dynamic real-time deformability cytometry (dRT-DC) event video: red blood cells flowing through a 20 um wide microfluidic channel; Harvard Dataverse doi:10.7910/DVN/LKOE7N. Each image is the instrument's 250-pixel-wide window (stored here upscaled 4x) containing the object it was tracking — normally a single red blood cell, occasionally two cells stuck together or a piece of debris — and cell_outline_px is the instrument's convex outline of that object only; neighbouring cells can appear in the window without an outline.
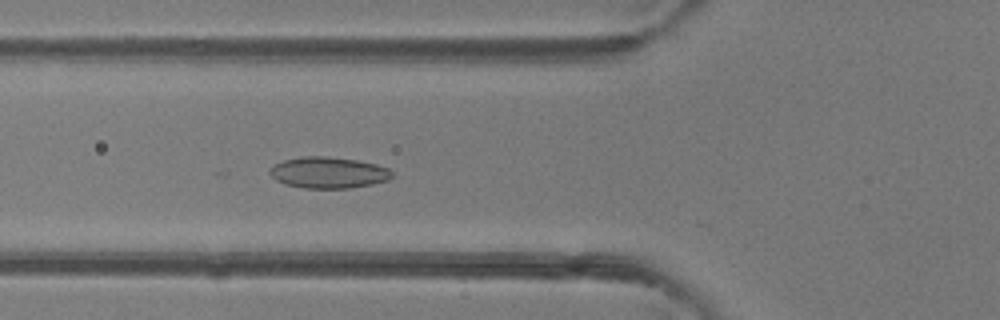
{"species": "common noctule bat (a hibernating species)", "species_latin": "Nyctalus noctula", "temperature_condition": "room temperature", "stored_images_in_passage": 49, "camera_frame_rate_fps": 3000, "um_per_image_px": 0.085, "animal": {"sex": "female"}, "frame": {"image": 1, "passage_image": 18, "time_ms": 5.667, "image_size_px": [1000, 320], "cell_outline_px": [[392, 176], [388, 180], [372, 184], [352, 188], [304, 188], [284, 184], [276, 180], [268, 172], [272, 164], [284, 160], [300, 156], [328, 156], [356, 160], [376, 164], [388, 168], [392, 172]], "centroid_in_image_um": [27.88, 14.66], "position_along_channel_um": 97.9, "area_um2": 22.43}}
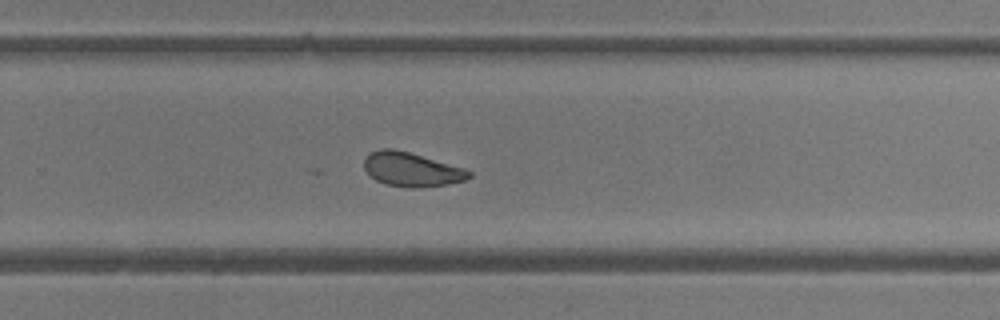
{"frame": {"image": 2, "passage_image": 32, "time_ms": 10.333, "image_size_px": [1000, 320], "cell_outline_px": [[472, 176], [464, 180], [448, 184], [412, 188], [408, 188], [388, 184], [376, 180], [364, 168], [364, 160], [372, 152], [380, 148], [392, 148], [408, 152], [464, 168], [472, 172]], "centroid_in_image_um": [34.99, 14.4], "position_along_channel_um": 294.8, "area_um2": 20.46}}
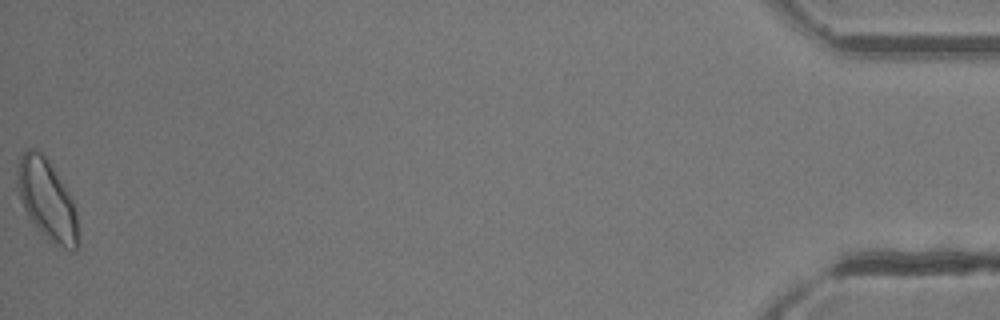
{"frame": {"image": 3, "passage_image": 49, "time_ms": 16.0, "image_size_px": [1000, 320], "cell_outline_px": [[80, 244], [76, 252], [72, 252], [48, 240], [28, 216], [20, 200], [16, 188], [16, 164], [20, 156], [28, 148], [36, 148], [48, 160], [68, 192], [72, 200], [76, 212]], "centroid_in_image_um": [3.98, 17.0], "position_along_channel_um": 431.2, "area_um2": 28.73}, "authors_computed_cell_mechanics": {"area_um2": 22.4264, "velocity_mm_per_s": 4.2305, "shape_relaxation_time_tau1_ms": null, "shape_relaxation_time_tau2_ms": 3.7148, "deformation_change_tau1": null, "deformation_change_tau2": 0.0791}}